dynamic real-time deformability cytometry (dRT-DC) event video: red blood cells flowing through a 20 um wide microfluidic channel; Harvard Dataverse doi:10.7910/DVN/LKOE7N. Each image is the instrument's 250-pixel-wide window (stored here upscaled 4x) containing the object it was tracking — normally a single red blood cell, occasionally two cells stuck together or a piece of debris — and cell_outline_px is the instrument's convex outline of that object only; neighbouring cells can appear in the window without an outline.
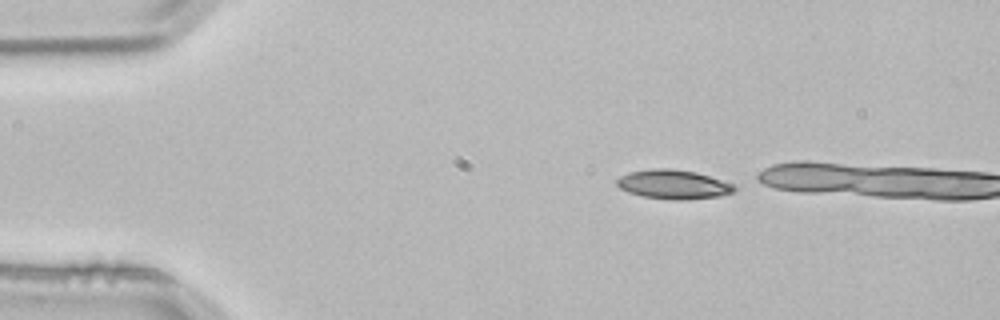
{"species": "common noctule bat (a hibernating species)", "species_latin": "Nyctalus noctula", "temperature_condition": "room temperature", "stored_images_in_passage": 2, "camera_frame_rate_fps": 3000, "um_per_image_px": 0.085, "animal": {"sex": "male", "body_mass_g": 21.5, "forearm_length_mm": 52.0}, "frame": {"image": 1, "passage_image": 1, "time_ms": 0.0, "image_size_px": [1000, 320], "cell_outline_px": [[736, 192], [720, 196], [680, 200], [676, 200], [644, 196], [628, 192], [620, 188], [616, 184], [616, 180], [620, 176], [628, 172], [652, 168], [668, 168], [696, 172], [732, 184], [736, 188]], "centroid_in_image_um": [57.22, 15.67], "position_along_channel_um": 27.8, "area_um2": 19.83}}